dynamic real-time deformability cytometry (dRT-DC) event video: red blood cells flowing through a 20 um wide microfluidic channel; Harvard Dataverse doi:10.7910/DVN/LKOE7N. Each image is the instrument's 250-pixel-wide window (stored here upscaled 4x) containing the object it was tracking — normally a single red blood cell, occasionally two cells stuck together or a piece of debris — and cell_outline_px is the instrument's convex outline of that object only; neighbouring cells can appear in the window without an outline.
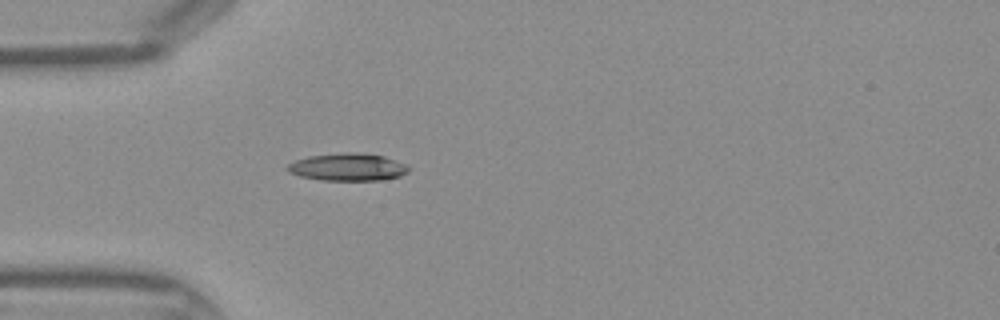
{"species": "Egyptian fruit bat (a non-hibernating species)", "species_latin": "Rousettus aegyptiacus", "temperature_condition": "warm", "stored_images_in_passage": 32, "camera_frame_rate_fps": 3000, "um_per_image_px": 0.085, "frame": {"image": 1, "passage_image": 1, "time_ms": 0.0, "image_size_px": [1000, 320], "cell_outline_px": [[412, 168], [408, 172], [400, 176], [380, 180], [320, 180], [300, 176], [288, 172], [284, 168], [288, 164], [296, 160], [308, 156], [344, 152], [356, 152], [384, 156], [404, 164]], "centroid_in_image_um": [29.53, 14.2], "position_along_channel_um": 55.5, "area_um2": 19.48}}
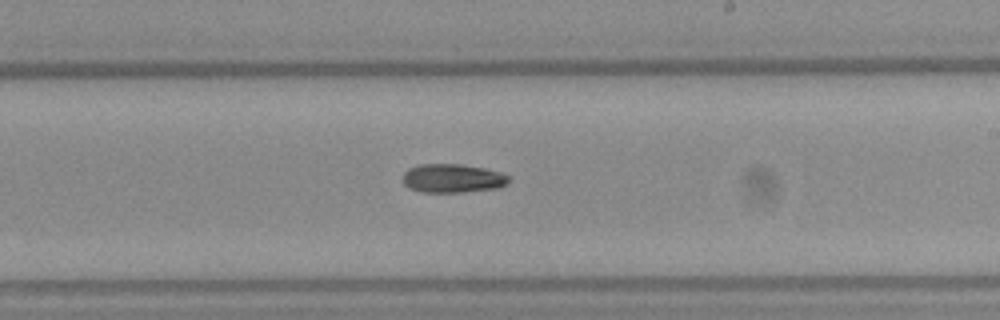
{"frame": {"image": 2, "passage_image": 14, "time_ms": 4.333, "image_size_px": [1000, 320], "cell_outline_px": [[512, 180], [508, 184], [500, 188], [464, 192], [420, 192], [408, 188], [404, 184], [404, 172], [408, 168], [420, 164], [460, 164], [484, 168], [500, 172], [512, 176]], "centroid_in_image_um": [38.53, 15.16], "position_along_channel_um": 250.5, "area_um2": 18.09}}
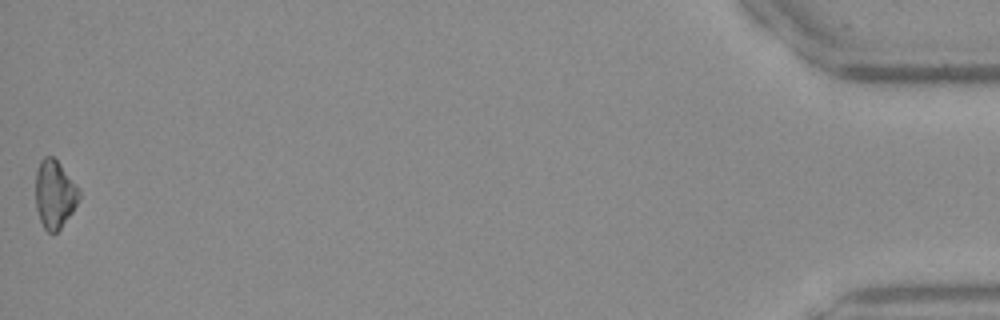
{"frame": {"image": 3, "passage_image": 32, "time_ms": 10.333, "image_size_px": [1000, 320], "cell_outline_px": [[80, 196], [72, 212], [60, 228], [56, 232], [48, 232], [44, 228], [40, 220], [36, 208], [36, 172], [40, 160], [44, 156], [52, 156], [60, 164], [80, 192]], "centroid_in_image_um": [4.62, 16.51], "position_along_channel_um": 430.6, "area_um2": 16.88}}